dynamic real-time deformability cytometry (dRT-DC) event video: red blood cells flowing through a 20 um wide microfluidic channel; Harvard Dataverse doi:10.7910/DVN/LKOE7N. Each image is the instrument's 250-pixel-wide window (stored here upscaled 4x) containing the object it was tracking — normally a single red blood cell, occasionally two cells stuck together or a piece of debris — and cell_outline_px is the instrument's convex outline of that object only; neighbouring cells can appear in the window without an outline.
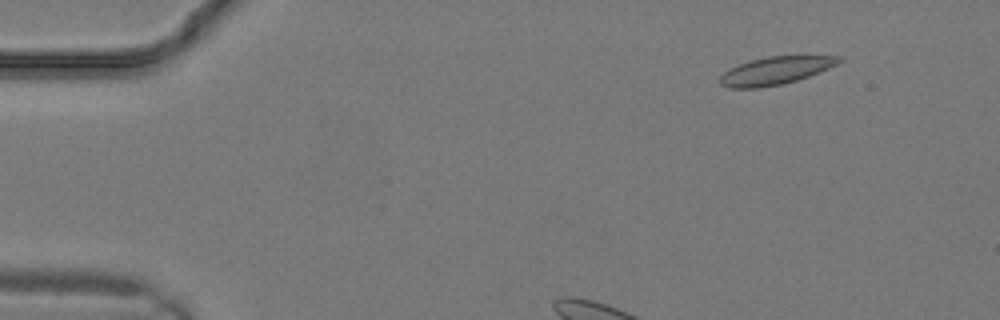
{"species": "common noctule bat (a hibernating species)", "species_latin": "Nyctalus noctula", "temperature_condition": "warm", "stored_images_in_passage": 7, "camera_frame_rate_fps": 3000, "um_per_image_px": 0.085, "animal": {"sex": "male", "body_mass_g": 19.2, "forearm_length_mm": 51.8}, "frame": {"image": 1, "passage_image": 3, "time_ms": 0.667, "image_size_px": [1000, 320], "cell_outline_px": [[844, 60], [820, 72], [796, 80], [780, 84], [760, 88], [728, 88], [720, 84], [720, 76], [724, 72], [740, 64], [752, 60], [768, 56], [840, 56]], "centroid_in_image_um": [65.91, 6.01], "position_along_channel_um": 19.1, "area_um2": 18.96}}